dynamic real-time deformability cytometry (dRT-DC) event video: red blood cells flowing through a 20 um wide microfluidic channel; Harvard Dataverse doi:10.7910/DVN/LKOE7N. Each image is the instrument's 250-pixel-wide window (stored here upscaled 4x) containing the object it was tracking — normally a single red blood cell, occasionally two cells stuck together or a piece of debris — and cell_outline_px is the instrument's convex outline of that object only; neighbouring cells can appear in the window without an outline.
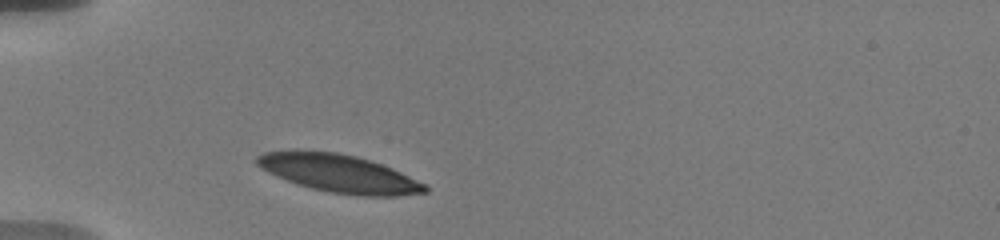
{"species": "human", "species_latin": "Homo sapiens", "temperature_condition": "warm", "stored_images_in_passage": 3, "camera_frame_rate_fps": 3000, "um_per_image_px": 0.085, "donor": {"sex": "male"}, "frame": {"image": 1, "passage_image": 1, "time_ms": 0.0, "image_size_px": [1000, 240], "cell_outline_px": [[428, 192], [396, 196], [364, 196], [332, 192], [312, 188], [296, 184], [268, 172], [260, 168], [256, 164], [256, 156], [264, 152], [296, 148], [336, 152], [356, 156], [392, 168], [424, 184], [428, 188]], "centroid_in_image_um": [28.73, 14.71], "position_along_channel_um": 56.3, "area_um2": 37.22}}
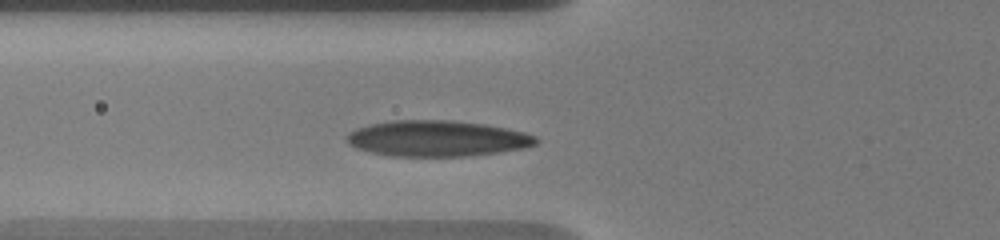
{"frame": {"image": 2, "passage_image": 3, "time_ms": 1.333, "image_size_px": [1000, 240], "cell_outline_px": [[540, 140], [536, 144], [524, 148], [496, 152], [464, 156], [392, 156], [372, 152], [356, 148], [348, 144], [348, 132], [356, 128], [372, 124], [396, 120], [452, 120], [484, 124], [524, 132], [536, 136]], "centroid_in_image_um": [37.16, 11.77], "position_along_channel_um": 88.6, "area_um2": 39.3}}